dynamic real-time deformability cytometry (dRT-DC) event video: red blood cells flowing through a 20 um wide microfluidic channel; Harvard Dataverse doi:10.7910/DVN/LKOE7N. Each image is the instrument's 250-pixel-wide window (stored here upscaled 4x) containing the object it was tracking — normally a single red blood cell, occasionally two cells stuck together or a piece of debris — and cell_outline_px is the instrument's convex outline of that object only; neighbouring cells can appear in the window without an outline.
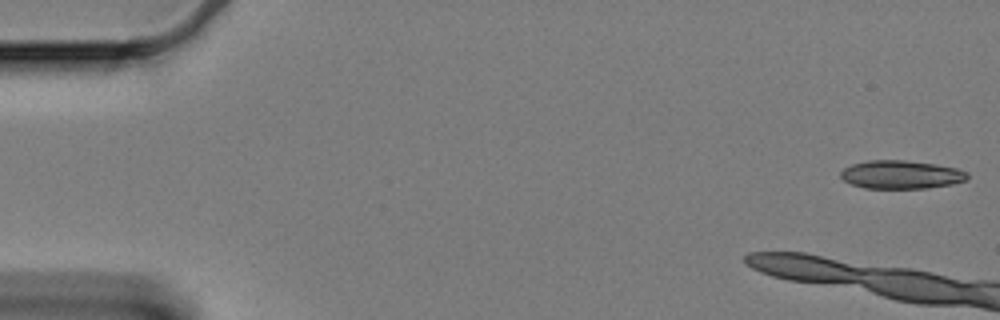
{"species": "Egyptian fruit bat (a non-hibernating species)", "species_latin": "Rousettus aegyptiacus", "temperature_condition": "cold", "stored_images_in_passage": 10, "camera_frame_rate_fps": 3000, "um_per_image_px": 0.085, "animal": {"sex": "female"}, "frame": {"image": 1, "passage_image": 1, "time_ms": 0.0, "image_size_px": [1000, 320], "cell_outline_px": [[968, 176], [964, 180], [952, 184], [928, 188], [864, 188], [852, 184], [844, 180], [840, 176], [840, 172], [844, 168], [852, 164], [868, 160], [904, 160], [936, 164], [956, 168], [968, 172]], "centroid_in_image_um": [76.58, 14.84], "position_along_channel_um": 8.4, "area_um2": 20.87}}